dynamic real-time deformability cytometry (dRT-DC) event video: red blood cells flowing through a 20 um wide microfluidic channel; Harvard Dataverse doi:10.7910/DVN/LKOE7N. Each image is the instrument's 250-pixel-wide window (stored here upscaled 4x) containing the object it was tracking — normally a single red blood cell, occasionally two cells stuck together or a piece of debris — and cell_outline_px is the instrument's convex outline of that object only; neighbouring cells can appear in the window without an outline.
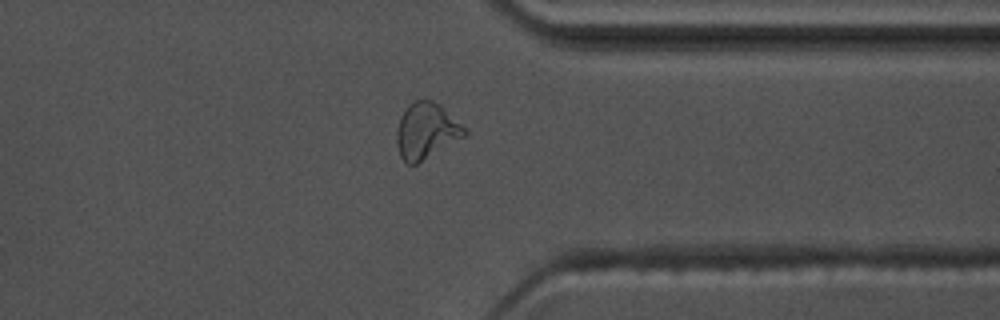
{"species": "common noctule bat (a hibernating species)", "species_latin": "Nyctalus noctula", "temperature_condition": "warm", "stored_images_in_passage": 39, "camera_frame_rate_fps": 3000, "um_per_image_px": 0.085, "animal": {"sex": "male", "body_mass_g": 17.5, "forearm_length_mm": 52.3}, "frame": {"image": 1, "passage_image": 34, "time_ms": 11.0, "image_size_px": [1000, 320], "cell_outline_px": [[468, 136], [416, 164], [408, 164], [400, 156], [396, 144], [396, 132], [400, 116], [408, 104], [416, 100], [432, 100], [440, 104], [468, 132]], "centroid_in_image_um": [36.23, 11.13], "position_along_channel_um": 375.2, "area_um2": 22.25}, "authors_computed_cell_mechanics": {"area_um2": 19.363, "velocity_mm_per_s": 3.553, "shape_relaxation_time_tau1_ms": 6.7242, "shape_relaxation_time_tau2_ms": 1.2573, "deformation_change_tau1": 0.23, "deformation_change_tau2": 0.0786}}